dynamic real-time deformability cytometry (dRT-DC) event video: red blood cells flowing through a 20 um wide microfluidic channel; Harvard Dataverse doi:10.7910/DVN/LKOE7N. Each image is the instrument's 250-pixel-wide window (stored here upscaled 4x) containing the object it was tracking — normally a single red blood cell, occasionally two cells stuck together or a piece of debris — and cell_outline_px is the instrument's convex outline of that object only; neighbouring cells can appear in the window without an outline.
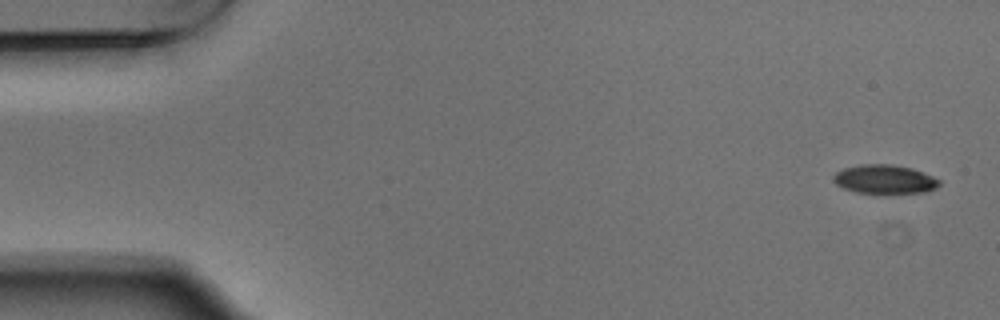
{"species": "Egyptian fruit bat (a non-hibernating species)", "species_latin": "Rousettus aegyptiacus", "temperature_condition": "warm", "stored_images_in_passage": 5, "camera_frame_rate_fps": 3000, "um_per_image_px": 0.085, "animal": {"sex": "male"}, "frame": {"image": 1, "passage_image": 1, "time_ms": 0.0, "image_size_px": [1000, 320], "cell_outline_px": [[940, 184], [936, 188], [924, 192], [856, 192], [844, 188], [836, 184], [832, 180], [832, 176], [836, 172], [844, 168], [860, 164], [892, 164], [912, 168], [924, 172], [940, 180]], "centroid_in_image_um": [75.18, 15.21], "position_along_channel_um": 9.8, "area_um2": 17.63}}
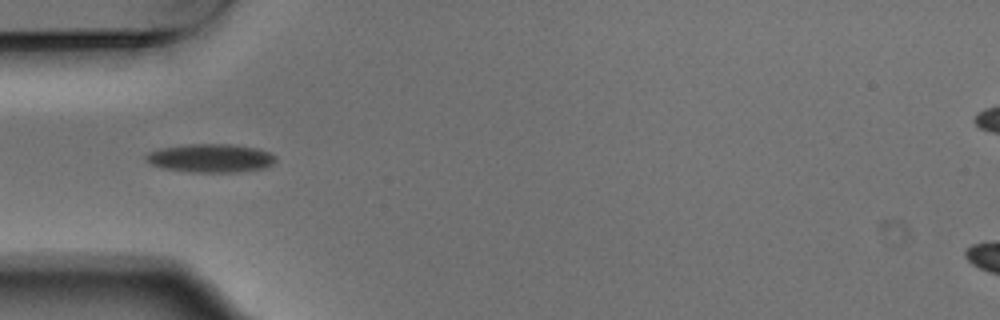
{"frame": {"image": 2, "passage_image": 5, "time_ms": 1.333, "image_size_px": [1000, 320], "cell_outline_px": [[276, 160], [272, 164], [264, 168], [236, 172], [188, 172], [160, 168], [144, 160], [144, 156], [148, 152], [160, 148], [192, 144], [228, 144], [256, 148], [268, 152], [276, 156]], "centroid_in_image_um": [17.86, 13.45], "position_along_channel_um": 67.1, "area_um2": 21.56}}